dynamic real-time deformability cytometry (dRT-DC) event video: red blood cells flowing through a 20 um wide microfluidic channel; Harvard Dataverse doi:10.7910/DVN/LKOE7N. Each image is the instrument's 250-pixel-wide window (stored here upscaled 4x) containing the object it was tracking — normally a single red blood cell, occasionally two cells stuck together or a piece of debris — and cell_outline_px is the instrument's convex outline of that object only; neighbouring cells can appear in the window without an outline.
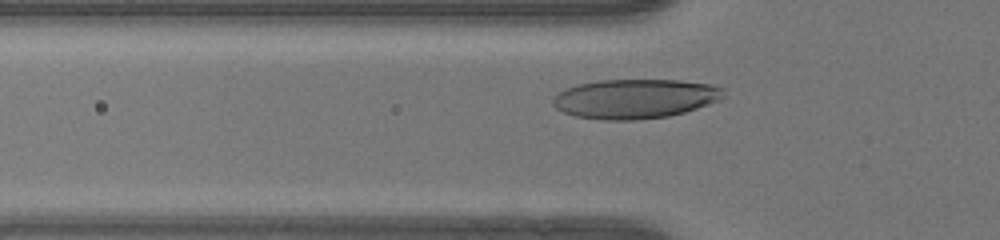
{"species": "human", "species_latin": "Homo sapiens", "temperature_condition": "warm", "stored_images_in_passage": 31, "camera_frame_rate_fps": 3000, "um_per_image_px": 0.085, "donor": {"sex": "female"}, "frame": {"image": 1, "passage_image": 7, "time_ms": 2.0, "image_size_px": [1000, 240], "cell_outline_px": [[724, 96], [720, 100], [684, 112], [668, 116], [636, 120], [604, 120], [576, 116], [564, 112], [556, 108], [552, 104], [552, 100], [560, 92], [576, 84], [600, 80], [680, 80], [708, 84], [720, 88]], "centroid_in_image_um": [53.95, 8.39], "position_along_channel_um": 71.9, "area_um2": 38.9}}
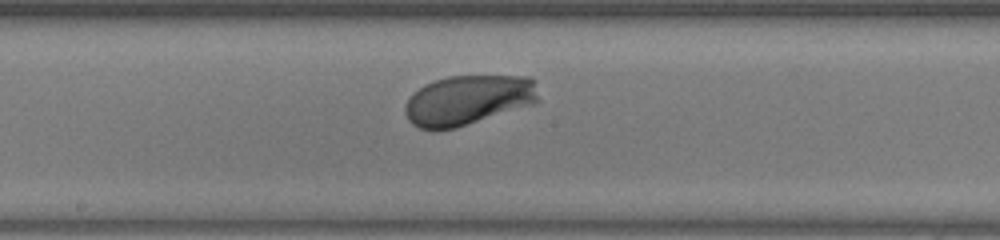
{"frame": {"image": 2, "passage_image": 17, "time_ms": 5.333, "image_size_px": [1000, 240], "cell_outline_px": [[540, 100], [536, 104], [456, 128], [420, 128], [412, 124], [408, 120], [404, 112], [404, 104], [424, 84], [448, 76], [532, 76], [536, 80]], "centroid_in_image_um": [39.87, 8.49], "position_along_channel_um": 208.3, "area_um2": 39.02}}
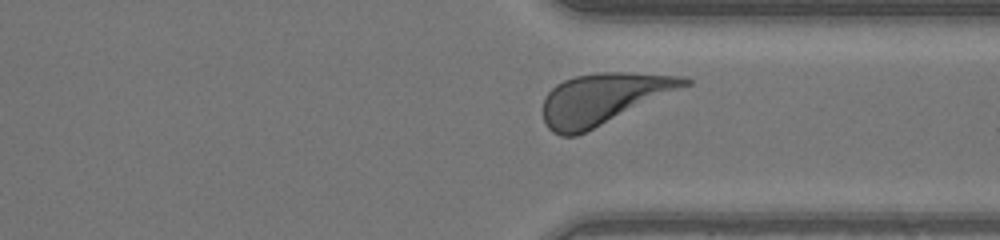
{"frame": {"image": 3, "passage_image": 28, "time_ms": 9.0, "image_size_px": [1000, 240], "cell_outline_px": [[692, 84], [576, 136], [560, 136], [552, 132], [548, 128], [544, 120], [544, 96], [556, 84], [564, 80], [576, 76], [596, 72], [628, 72], [688, 76], [692, 80]], "centroid_in_image_um": [51.31, 8.37], "position_along_channel_um": 360.1, "area_um2": 42.02}, "authors_computed_cell_mechanics": {"area_um2": 38.6104, "velocity_mm_per_s": 4.1141, "shape_relaxation_time_tau1_ms": 1.6942, "shape_relaxation_time_tau2_ms": null, "deformation_change_tau1": 0.1255, "deformation_change_tau2": null}}